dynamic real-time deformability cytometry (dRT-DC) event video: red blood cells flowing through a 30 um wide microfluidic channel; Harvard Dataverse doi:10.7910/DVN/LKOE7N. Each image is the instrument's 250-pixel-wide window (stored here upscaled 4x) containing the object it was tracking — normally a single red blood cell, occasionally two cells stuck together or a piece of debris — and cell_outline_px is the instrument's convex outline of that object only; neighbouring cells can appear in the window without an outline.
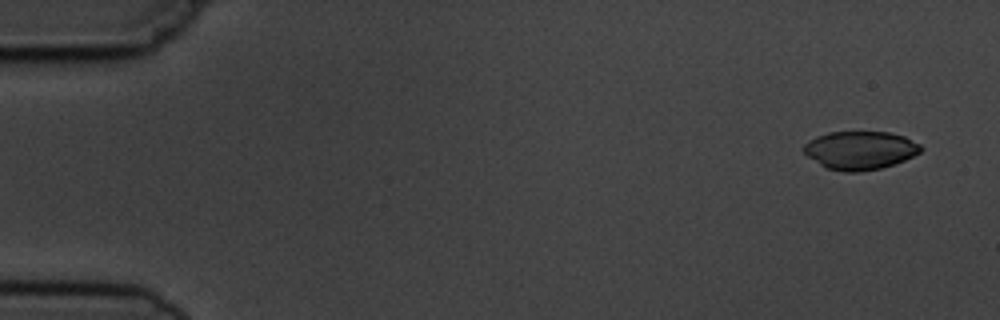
{"species": "common noctule bat (a hibernating species)", "species_latin": "Nyctalus noctula", "temperature_condition": "cold", "stored_images_in_passage": 4, "camera_frame_rate_fps": 3000, "um_per_image_px": 0.085, "animal": {"sex": "male", "body_mass_g": 19.5, "forearm_length_mm": 54.6}, "frame": {"image": 1, "passage_image": 1, "time_ms": 0.0, "image_size_px": [1000, 320], "cell_outline_px": [[920, 152], [904, 160], [880, 168], [856, 172], [844, 172], [828, 168], [820, 164], [808, 156], [800, 148], [808, 140], [816, 136], [828, 132], [888, 132], [904, 136], [920, 144]], "centroid_in_image_um": [73.06, 12.76], "position_along_channel_um": 11.9, "area_um2": 25.95}}
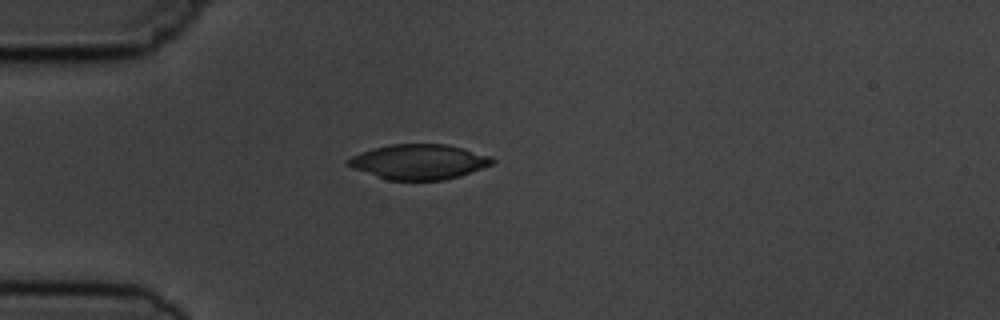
{"frame": {"image": 2, "passage_image": 4, "time_ms": 4.0, "image_size_px": [1000, 320], "cell_outline_px": [[496, 160], [492, 164], [460, 176], [444, 180], [388, 180], [352, 168], [344, 164], [344, 160], [352, 156], [372, 148], [388, 144], [448, 144], [464, 148], [492, 156]], "centroid_in_image_um": [35.59, 13.74], "position_along_channel_um": 49.4, "area_um2": 29.65}}